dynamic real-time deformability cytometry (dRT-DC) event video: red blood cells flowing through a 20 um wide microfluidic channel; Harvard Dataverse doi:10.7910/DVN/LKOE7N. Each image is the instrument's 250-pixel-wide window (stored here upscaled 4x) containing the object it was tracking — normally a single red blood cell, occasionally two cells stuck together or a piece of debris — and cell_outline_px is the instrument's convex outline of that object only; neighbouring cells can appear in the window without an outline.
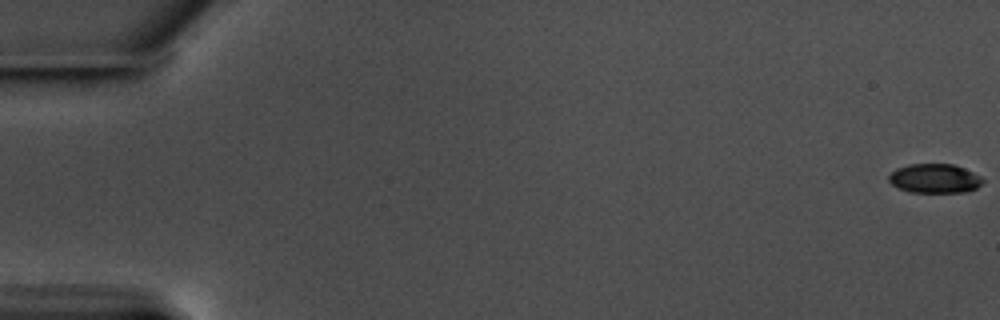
{"species": "common noctule bat (a hibernating species)", "species_latin": "Nyctalus noctula", "temperature_condition": "warm", "stored_images_in_passage": 17, "camera_frame_rate_fps": 3000, "um_per_image_px": 0.085, "animal": {"sex": "male", "body_mass_g": 17.5, "forearm_length_mm": 52.3}, "frame": {"image": 1, "passage_image": 1, "time_ms": 0.0, "image_size_px": [1000, 320], "cell_outline_px": [[984, 180], [976, 188], [968, 192], [908, 192], [892, 184], [888, 180], [888, 176], [896, 168], [908, 164], [952, 164], [964, 168], [980, 176]], "centroid_in_image_um": [79.43, 15.17], "position_along_channel_um": 5.6, "area_um2": 15.95}}
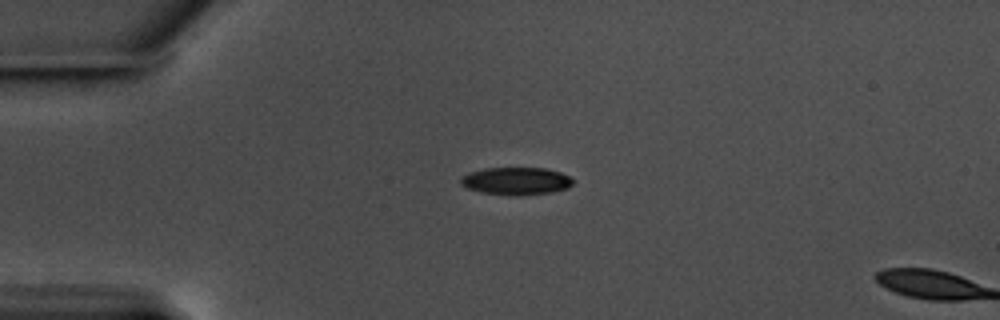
{"frame": {"image": 2, "passage_image": 16, "time_ms": 5.0, "image_size_px": [1000, 320], "cell_outline_px": [[572, 184], [568, 188], [552, 192], [512, 196], [480, 192], [468, 188], [460, 184], [460, 180], [468, 172], [484, 168], [548, 168], [560, 172], [568, 176], [572, 180]], "centroid_in_image_um": [43.86, 15.38], "position_along_channel_um": 41.1, "area_um2": 18.03}}